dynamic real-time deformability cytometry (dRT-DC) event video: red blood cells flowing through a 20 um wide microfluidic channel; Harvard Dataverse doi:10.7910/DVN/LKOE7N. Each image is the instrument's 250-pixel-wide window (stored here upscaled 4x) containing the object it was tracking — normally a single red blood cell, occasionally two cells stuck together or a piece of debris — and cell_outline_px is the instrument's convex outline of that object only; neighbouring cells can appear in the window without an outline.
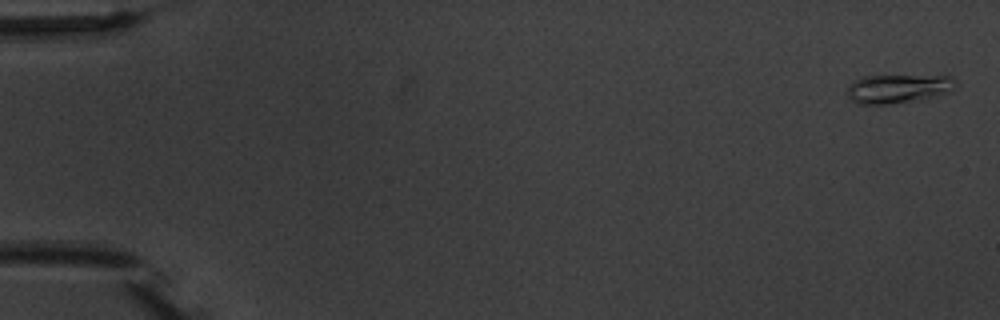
{"species": "common noctule bat (a hibernating species)", "species_latin": "Nyctalus noctula", "temperature_condition": "warm", "stored_images_in_passage": 7, "camera_frame_rate_fps": 3000, "um_per_image_px": 0.085, "animal": {"sex": "male", "body_mass_g": 20.1, "forearm_length_mm": 53.5}, "frame": {"image": 1, "passage_image": 1, "time_ms": 0.0, "image_size_px": [1000, 320], "cell_outline_px": [[956, 84], [952, 92], [920, 100], [888, 104], [856, 104], [844, 92], [860, 76], [952, 76]], "centroid_in_image_um": [76.35, 7.55], "position_along_channel_um": 8.7, "area_um2": 18.32}}
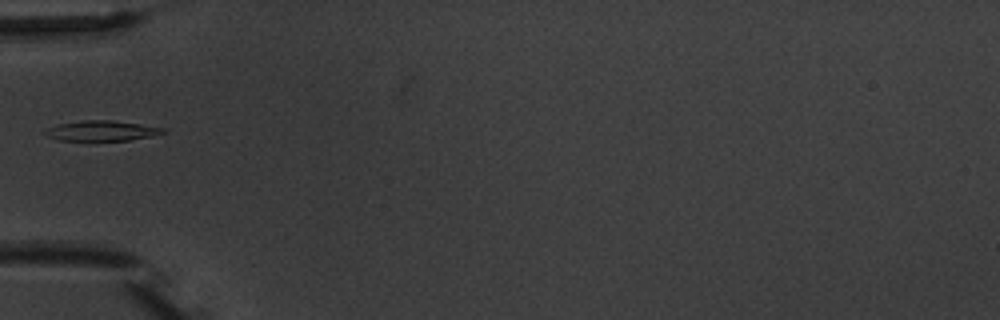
{"frame": {"image": 2, "passage_image": 6, "time_ms": 6.0, "image_size_px": [1000, 320], "cell_outline_px": [[168, 132], [152, 136], [128, 140], [84, 144], [60, 140], [44, 136], [40, 132], [56, 124], [84, 120], [112, 120], [168, 128]], "centroid_in_image_um": [8.57, 11.17], "position_along_channel_um": 76.4, "area_um2": 15.09}}